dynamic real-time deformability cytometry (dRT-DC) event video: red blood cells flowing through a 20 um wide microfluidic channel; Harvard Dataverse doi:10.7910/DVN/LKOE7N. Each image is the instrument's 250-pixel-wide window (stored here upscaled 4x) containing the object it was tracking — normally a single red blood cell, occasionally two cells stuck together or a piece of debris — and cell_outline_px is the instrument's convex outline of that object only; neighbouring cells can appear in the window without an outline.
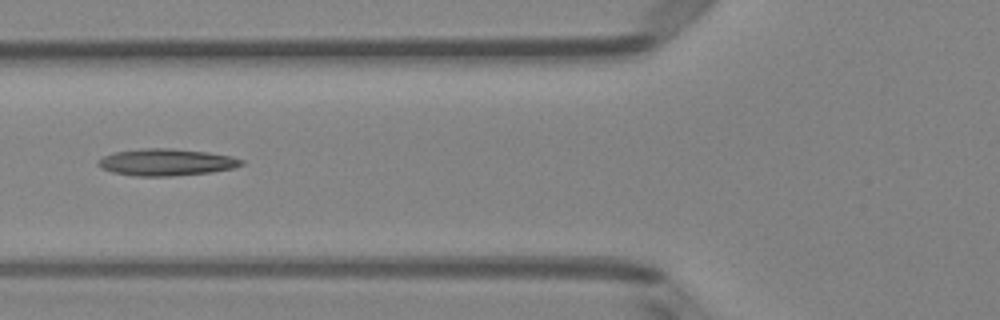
{"species": "Egyptian fruit bat (a non-hibernating species)", "species_latin": "Rousettus aegyptiacus", "temperature_condition": "room temperature", "stored_images_in_passage": 50, "camera_frame_rate_fps": 3000, "um_per_image_px": 0.085, "animal": {"sex": "female"}, "frame": {"image": 1, "passage_image": 19, "time_ms": 6.0, "image_size_px": [1000, 320], "cell_outline_px": [[244, 164], [232, 168], [212, 172], [172, 176], [136, 176], [112, 172], [100, 168], [96, 164], [96, 160], [112, 152], [144, 148], [172, 148], [208, 152], [232, 156], [244, 160]], "centroid_in_image_um": [14.1, 13.78], "position_along_channel_um": 111.7, "area_um2": 22.66}}
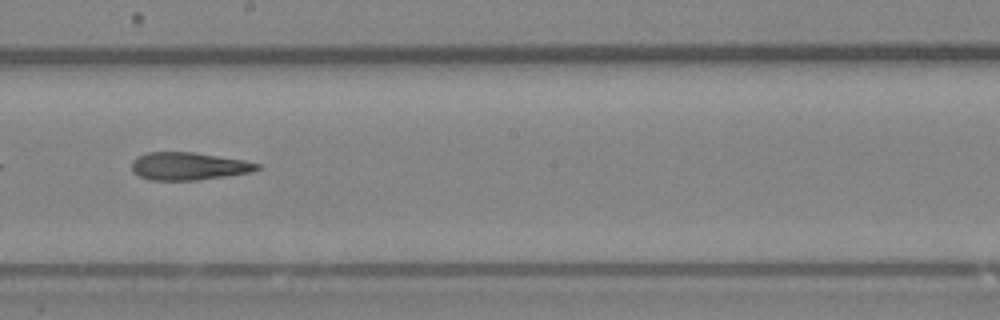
{"frame": {"image": 2, "passage_image": 28, "time_ms": 9.0, "image_size_px": [1000, 320], "cell_outline_px": [[260, 168], [252, 172], [196, 180], [148, 180], [132, 172], [132, 160], [136, 156], [148, 152], [192, 152], [244, 160], [260, 164]], "centroid_in_image_um": [15.99, 14.12], "position_along_channel_um": 232.2, "area_um2": 20.23}}
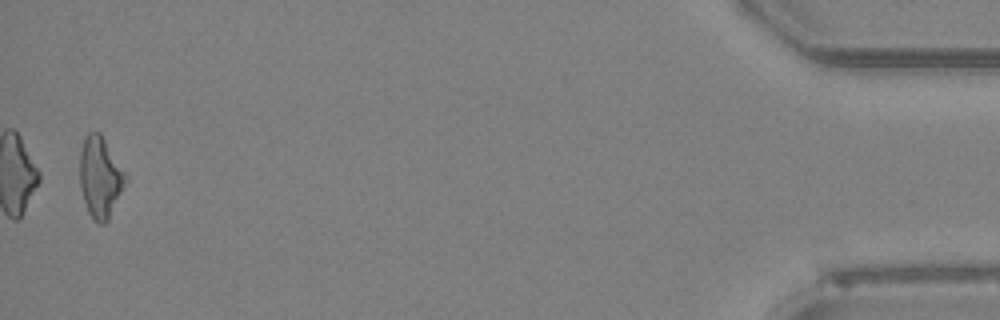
{"frame": {"image": 3, "passage_image": 49, "time_ms": 16.0, "image_size_px": [1000, 320], "cell_outline_px": [[128, 180], [108, 220], [104, 224], [100, 224], [88, 212], [84, 200], [80, 184], [80, 152], [84, 136], [88, 132], [100, 132], [128, 176]], "centroid_in_image_um": [8.53, 15.04], "position_along_channel_um": 426.7, "area_um2": 21.56}}